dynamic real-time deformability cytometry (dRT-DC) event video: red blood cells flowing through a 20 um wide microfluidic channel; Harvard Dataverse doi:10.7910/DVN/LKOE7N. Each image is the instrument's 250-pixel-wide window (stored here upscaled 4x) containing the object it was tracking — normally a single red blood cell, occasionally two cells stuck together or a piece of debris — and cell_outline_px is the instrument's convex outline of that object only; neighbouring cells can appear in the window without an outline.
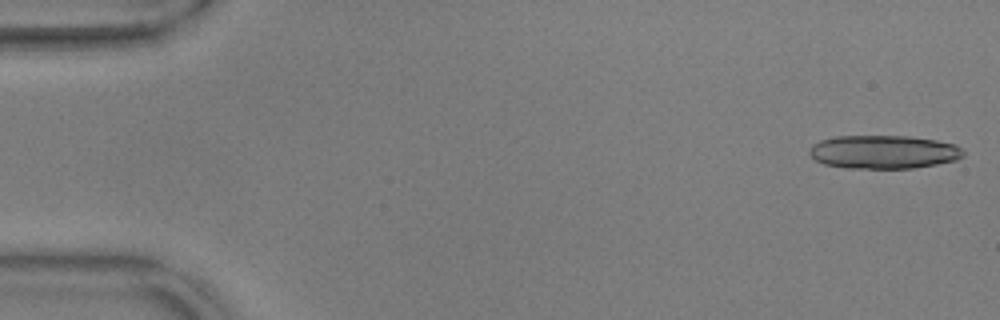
{"species": "common noctule bat (a hibernating species)", "species_latin": "Nyctalus noctula", "temperature_condition": "warm", "stored_images_in_passage": 17, "camera_frame_rate_fps": 3000, "um_per_image_px": 0.085, "animal": {"sex": "male", "body_mass_g": 17.9, "forearm_length_mm": 54.2}, "frame": {"image": 1, "passage_image": 2, "time_ms": 0.333, "image_size_px": [1000, 320], "cell_outline_px": [[944, 160], [928, 164], [896, 168], [880, 168], [836, 164], [856, 140], [924, 140], [944, 144]], "centroid_in_image_um": [75.88, 13.06], "position_along_channel_um": 9.1, "area_um2": 18.03}}